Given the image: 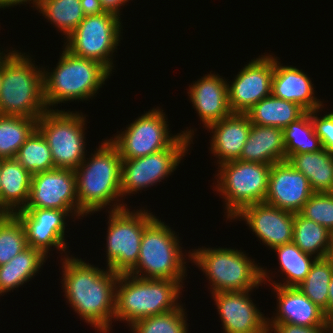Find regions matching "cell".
Here are the masks:
<instances>
[{
	"instance_id": "1",
	"label": "cell",
	"mask_w": 333,
	"mask_h": 333,
	"mask_svg": "<svg viewBox=\"0 0 333 333\" xmlns=\"http://www.w3.org/2000/svg\"><path fill=\"white\" fill-rule=\"evenodd\" d=\"M71 256V257H70ZM64 255L62 287L75 313L99 333H110L114 321L116 286L119 275L83 259Z\"/></svg>"
},
{
	"instance_id": "2",
	"label": "cell",
	"mask_w": 333,
	"mask_h": 333,
	"mask_svg": "<svg viewBox=\"0 0 333 333\" xmlns=\"http://www.w3.org/2000/svg\"><path fill=\"white\" fill-rule=\"evenodd\" d=\"M31 58L13 48L0 50V115L38 119L48 110L43 66Z\"/></svg>"
},
{
	"instance_id": "3",
	"label": "cell",
	"mask_w": 333,
	"mask_h": 333,
	"mask_svg": "<svg viewBox=\"0 0 333 333\" xmlns=\"http://www.w3.org/2000/svg\"><path fill=\"white\" fill-rule=\"evenodd\" d=\"M89 157L74 170L79 207L87 215L106 206L109 211L127 207L120 200L122 158L118 148L106 138Z\"/></svg>"
},
{
	"instance_id": "4",
	"label": "cell",
	"mask_w": 333,
	"mask_h": 333,
	"mask_svg": "<svg viewBox=\"0 0 333 333\" xmlns=\"http://www.w3.org/2000/svg\"><path fill=\"white\" fill-rule=\"evenodd\" d=\"M49 71L43 68L44 97L48 110L68 101H89L99 93L112 74L101 63L78 57L64 46L56 67Z\"/></svg>"
},
{
	"instance_id": "5",
	"label": "cell",
	"mask_w": 333,
	"mask_h": 333,
	"mask_svg": "<svg viewBox=\"0 0 333 333\" xmlns=\"http://www.w3.org/2000/svg\"><path fill=\"white\" fill-rule=\"evenodd\" d=\"M183 283L168 279H144L120 274L116 286L114 320L128 327L135 321L172 311L181 303Z\"/></svg>"
},
{
	"instance_id": "6",
	"label": "cell",
	"mask_w": 333,
	"mask_h": 333,
	"mask_svg": "<svg viewBox=\"0 0 333 333\" xmlns=\"http://www.w3.org/2000/svg\"><path fill=\"white\" fill-rule=\"evenodd\" d=\"M179 243L177 233L156 216L144 229L138 262L128 274L184 283L187 276L185 264L187 258L191 260V250L184 255Z\"/></svg>"
},
{
	"instance_id": "7",
	"label": "cell",
	"mask_w": 333,
	"mask_h": 333,
	"mask_svg": "<svg viewBox=\"0 0 333 333\" xmlns=\"http://www.w3.org/2000/svg\"><path fill=\"white\" fill-rule=\"evenodd\" d=\"M191 263L205 273L210 292L253 290L261 286V266L246 252L235 248H198L191 250Z\"/></svg>"
},
{
	"instance_id": "8",
	"label": "cell",
	"mask_w": 333,
	"mask_h": 333,
	"mask_svg": "<svg viewBox=\"0 0 333 333\" xmlns=\"http://www.w3.org/2000/svg\"><path fill=\"white\" fill-rule=\"evenodd\" d=\"M270 164L232 160L218 165L215 191L224 198L226 219L232 220L244 207L264 202ZM219 176V177H218ZM218 178V179H217ZM217 189V190H216ZM226 202V203H225Z\"/></svg>"
},
{
	"instance_id": "9",
	"label": "cell",
	"mask_w": 333,
	"mask_h": 333,
	"mask_svg": "<svg viewBox=\"0 0 333 333\" xmlns=\"http://www.w3.org/2000/svg\"><path fill=\"white\" fill-rule=\"evenodd\" d=\"M106 235L107 268L128 274L137 264L145 227L156 217L146 209L110 210Z\"/></svg>"
},
{
	"instance_id": "10",
	"label": "cell",
	"mask_w": 333,
	"mask_h": 333,
	"mask_svg": "<svg viewBox=\"0 0 333 333\" xmlns=\"http://www.w3.org/2000/svg\"><path fill=\"white\" fill-rule=\"evenodd\" d=\"M85 116L82 112L53 109L38 118L37 129L50 147L55 168L75 170L85 159Z\"/></svg>"
},
{
	"instance_id": "11",
	"label": "cell",
	"mask_w": 333,
	"mask_h": 333,
	"mask_svg": "<svg viewBox=\"0 0 333 333\" xmlns=\"http://www.w3.org/2000/svg\"><path fill=\"white\" fill-rule=\"evenodd\" d=\"M118 15L105 12L85 16L84 20L65 39L64 47L72 54L95 60L111 73L114 69L113 53L121 41L122 21Z\"/></svg>"
},
{
	"instance_id": "12",
	"label": "cell",
	"mask_w": 333,
	"mask_h": 333,
	"mask_svg": "<svg viewBox=\"0 0 333 333\" xmlns=\"http://www.w3.org/2000/svg\"><path fill=\"white\" fill-rule=\"evenodd\" d=\"M166 116L161 108L154 107L109 140L118 148L122 159H135L162 151L182 133L193 140L195 133L192 129L172 134Z\"/></svg>"
},
{
	"instance_id": "13",
	"label": "cell",
	"mask_w": 333,
	"mask_h": 333,
	"mask_svg": "<svg viewBox=\"0 0 333 333\" xmlns=\"http://www.w3.org/2000/svg\"><path fill=\"white\" fill-rule=\"evenodd\" d=\"M193 140L183 133L166 149L135 159H122V198L160 183L172 175L188 152ZM136 192V193H135Z\"/></svg>"
},
{
	"instance_id": "14",
	"label": "cell",
	"mask_w": 333,
	"mask_h": 333,
	"mask_svg": "<svg viewBox=\"0 0 333 333\" xmlns=\"http://www.w3.org/2000/svg\"><path fill=\"white\" fill-rule=\"evenodd\" d=\"M24 226L27 245L42 252L46 257L54 248L67 254L65 242L66 218L82 219L74 210L24 208L14 213ZM51 247V248H50ZM63 251V252H62Z\"/></svg>"
},
{
	"instance_id": "15",
	"label": "cell",
	"mask_w": 333,
	"mask_h": 333,
	"mask_svg": "<svg viewBox=\"0 0 333 333\" xmlns=\"http://www.w3.org/2000/svg\"><path fill=\"white\" fill-rule=\"evenodd\" d=\"M25 208L74 210L80 217L87 216L79 207L73 169L54 168L33 174Z\"/></svg>"
},
{
	"instance_id": "16",
	"label": "cell",
	"mask_w": 333,
	"mask_h": 333,
	"mask_svg": "<svg viewBox=\"0 0 333 333\" xmlns=\"http://www.w3.org/2000/svg\"><path fill=\"white\" fill-rule=\"evenodd\" d=\"M264 54L251 59L235 75L234 80L228 81V100L232 113H246L260 100L271 95L274 56Z\"/></svg>"
},
{
	"instance_id": "17",
	"label": "cell",
	"mask_w": 333,
	"mask_h": 333,
	"mask_svg": "<svg viewBox=\"0 0 333 333\" xmlns=\"http://www.w3.org/2000/svg\"><path fill=\"white\" fill-rule=\"evenodd\" d=\"M251 291L212 293L224 333H269L268 318L251 300Z\"/></svg>"
},
{
	"instance_id": "18",
	"label": "cell",
	"mask_w": 333,
	"mask_h": 333,
	"mask_svg": "<svg viewBox=\"0 0 333 333\" xmlns=\"http://www.w3.org/2000/svg\"><path fill=\"white\" fill-rule=\"evenodd\" d=\"M235 219L245 221L258 240L271 250L293 240L294 213L290 211L261 202L244 207L232 218Z\"/></svg>"
},
{
	"instance_id": "19",
	"label": "cell",
	"mask_w": 333,
	"mask_h": 333,
	"mask_svg": "<svg viewBox=\"0 0 333 333\" xmlns=\"http://www.w3.org/2000/svg\"><path fill=\"white\" fill-rule=\"evenodd\" d=\"M313 193L309 180L287 160L271 166L265 203L299 213Z\"/></svg>"
},
{
	"instance_id": "20",
	"label": "cell",
	"mask_w": 333,
	"mask_h": 333,
	"mask_svg": "<svg viewBox=\"0 0 333 333\" xmlns=\"http://www.w3.org/2000/svg\"><path fill=\"white\" fill-rule=\"evenodd\" d=\"M226 80L219 74L210 72L189 85V100L205 128L232 113Z\"/></svg>"
},
{
	"instance_id": "21",
	"label": "cell",
	"mask_w": 333,
	"mask_h": 333,
	"mask_svg": "<svg viewBox=\"0 0 333 333\" xmlns=\"http://www.w3.org/2000/svg\"><path fill=\"white\" fill-rule=\"evenodd\" d=\"M277 295L276 313L268 324H293L304 327L326 326L324 311L315 305L297 287L272 285Z\"/></svg>"
},
{
	"instance_id": "22",
	"label": "cell",
	"mask_w": 333,
	"mask_h": 333,
	"mask_svg": "<svg viewBox=\"0 0 333 333\" xmlns=\"http://www.w3.org/2000/svg\"><path fill=\"white\" fill-rule=\"evenodd\" d=\"M274 56V73L272 77L271 94L277 98L294 102L306 112L319 108L324 104L315 96L314 84L302 69L292 65L281 64ZM323 104V105H322Z\"/></svg>"
},
{
	"instance_id": "23",
	"label": "cell",
	"mask_w": 333,
	"mask_h": 333,
	"mask_svg": "<svg viewBox=\"0 0 333 333\" xmlns=\"http://www.w3.org/2000/svg\"><path fill=\"white\" fill-rule=\"evenodd\" d=\"M252 123L246 113H231L224 119L206 127L211 131L210 153L217 159V165L238 160L249 135Z\"/></svg>"
},
{
	"instance_id": "24",
	"label": "cell",
	"mask_w": 333,
	"mask_h": 333,
	"mask_svg": "<svg viewBox=\"0 0 333 333\" xmlns=\"http://www.w3.org/2000/svg\"><path fill=\"white\" fill-rule=\"evenodd\" d=\"M32 174L16 158L0 159V213L24 209L30 196Z\"/></svg>"
},
{
	"instance_id": "25",
	"label": "cell",
	"mask_w": 333,
	"mask_h": 333,
	"mask_svg": "<svg viewBox=\"0 0 333 333\" xmlns=\"http://www.w3.org/2000/svg\"><path fill=\"white\" fill-rule=\"evenodd\" d=\"M238 160L270 165L286 160L283 129L252 124Z\"/></svg>"
},
{
	"instance_id": "26",
	"label": "cell",
	"mask_w": 333,
	"mask_h": 333,
	"mask_svg": "<svg viewBox=\"0 0 333 333\" xmlns=\"http://www.w3.org/2000/svg\"><path fill=\"white\" fill-rule=\"evenodd\" d=\"M289 164L305 175L314 193L333 190V155L326 149L290 155Z\"/></svg>"
},
{
	"instance_id": "27",
	"label": "cell",
	"mask_w": 333,
	"mask_h": 333,
	"mask_svg": "<svg viewBox=\"0 0 333 333\" xmlns=\"http://www.w3.org/2000/svg\"><path fill=\"white\" fill-rule=\"evenodd\" d=\"M274 252L278 255L281 274L285 273V281L276 283L264 267H261L262 282L269 285L282 287H297L307 277L312 264L317 258L301 251L292 241L281 246L275 247ZM269 279V280H268ZM272 279V280H270ZM271 281V282H270Z\"/></svg>"
},
{
	"instance_id": "28",
	"label": "cell",
	"mask_w": 333,
	"mask_h": 333,
	"mask_svg": "<svg viewBox=\"0 0 333 333\" xmlns=\"http://www.w3.org/2000/svg\"><path fill=\"white\" fill-rule=\"evenodd\" d=\"M47 258L39 250L28 246L8 263L0 265V296L11 290L13 292L34 278Z\"/></svg>"
},
{
	"instance_id": "29",
	"label": "cell",
	"mask_w": 333,
	"mask_h": 333,
	"mask_svg": "<svg viewBox=\"0 0 333 333\" xmlns=\"http://www.w3.org/2000/svg\"><path fill=\"white\" fill-rule=\"evenodd\" d=\"M306 111L294 102H289L272 94L260 100L246 114L252 124L286 128L299 119Z\"/></svg>"
},
{
	"instance_id": "30",
	"label": "cell",
	"mask_w": 333,
	"mask_h": 333,
	"mask_svg": "<svg viewBox=\"0 0 333 333\" xmlns=\"http://www.w3.org/2000/svg\"><path fill=\"white\" fill-rule=\"evenodd\" d=\"M330 234L322 225L294 213L293 242L297 247L317 259L326 258L329 250Z\"/></svg>"
},
{
	"instance_id": "31",
	"label": "cell",
	"mask_w": 333,
	"mask_h": 333,
	"mask_svg": "<svg viewBox=\"0 0 333 333\" xmlns=\"http://www.w3.org/2000/svg\"><path fill=\"white\" fill-rule=\"evenodd\" d=\"M39 9V10H38ZM36 10L66 39L84 20L80 0H38Z\"/></svg>"
},
{
	"instance_id": "32",
	"label": "cell",
	"mask_w": 333,
	"mask_h": 333,
	"mask_svg": "<svg viewBox=\"0 0 333 333\" xmlns=\"http://www.w3.org/2000/svg\"><path fill=\"white\" fill-rule=\"evenodd\" d=\"M37 123L38 119L0 115V159L15 158Z\"/></svg>"
},
{
	"instance_id": "33",
	"label": "cell",
	"mask_w": 333,
	"mask_h": 333,
	"mask_svg": "<svg viewBox=\"0 0 333 333\" xmlns=\"http://www.w3.org/2000/svg\"><path fill=\"white\" fill-rule=\"evenodd\" d=\"M286 159L293 154L316 152L323 149L320 138L315 134L310 111L291 122L283 129Z\"/></svg>"
},
{
	"instance_id": "34",
	"label": "cell",
	"mask_w": 333,
	"mask_h": 333,
	"mask_svg": "<svg viewBox=\"0 0 333 333\" xmlns=\"http://www.w3.org/2000/svg\"><path fill=\"white\" fill-rule=\"evenodd\" d=\"M333 276V263L316 259L304 281L297 286L315 305L328 315V286Z\"/></svg>"
},
{
	"instance_id": "35",
	"label": "cell",
	"mask_w": 333,
	"mask_h": 333,
	"mask_svg": "<svg viewBox=\"0 0 333 333\" xmlns=\"http://www.w3.org/2000/svg\"><path fill=\"white\" fill-rule=\"evenodd\" d=\"M15 158L32 175L55 168L50 147L38 129L19 148Z\"/></svg>"
},
{
	"instance_id": "36",
	"label": "cell",
	"mask_w": 333,
	"mask_h": 333,
	"mask_svg": "<svg viewBox=\"0 0 333 333\" xmlns=\"http://www.w3.org/2000/svg\"><path fill=\"white\" fill-rule=\"evenodd\" d=\"M181 304L177 309L145 317L130 325L133 333H188L186 309Z\"/></svg>"
},
{
	"instance_id": "37",
	"label": "cell",
	"mask_w": 333,
	"mask_h": 333,
	"mask_svg": "<svg viewBox=\"0 0 333 333\" xmlns=\"http://www.w3.org/2000/svg\"><path fill=\"white\" fill-rule=\"evenodd\" d=\"M24 226L15 214L0 213V265L27 248Z\"/></svg>"
},
{
	"instance_id": "38",
	"label": "cell",
	"mask_w": 333,
	"mask_h": 333,
	"mask_svg": "<svg viewBox=\"0 0 333 333\" xmlns=\"http://www.w3.org/2000/svg\"><path fill=\"white\" fill-rule=\"evenodd\" d=\"M306 219L312 220L333 232V194L313 193L299 212Z\"/></svg>"
},
{
	"instance_id": "39",
	"label": "cell",
	"mask_w": 333,
	"mask_h": 333,
	"mask_svg": "<svg viewBox=\"0 0 333 333\" xmlns=\"http://www.w3.org/2000/svg\"><path fill=\"white\" fill-rule=\"evenodd\" d=\"M320 111H323V109L319 108L310 111V118L315 134L320 138L322 147L333 155V112L331 111L318 117Z\"/></svg>"
},
{
	"instance_id": "40",
	"label": "cell",
	"mask_w": 333,
	"mask_h": 333,
	"mask_svg": "<svg viewBox=\"0 0 333 333\" xmlns=\"http://www.w3.org/2000/svg\"><path fill=\"white\" fill-rule=\"evenodd\" d=\"M269 333H327L326 326L304 327L293 324H268Z\"/></svg>"
},
{
	"instance_id": "41",
	"label": "cell",
	"mask_w": 333,
	"mask_h": 333,
	"mask_svg": "<svg viewBox=\"0 0 333 333\" xmlns=\"http://www.w3.org/2000/svg\"><path fill=\"white\" fill-rule=\"evenodd\" d=\"M84 16H93L105 13L100 0H80Z\"/></svg>"
},
{
	"instance_id": "42",
	"label": "cell",
	"mask_w": 333,
	"mask_h": 333,
	"mask_svg": "<svg viewBox=\"0 0 333 333\" xmlns=\"http://www.w3.org/2000/svg\"><path fill=\"white\" fill-rule=\"evenodd\" d=\"M130 0H100L103 8L107 12L114 13L120 17V9L122 10L121 7L125 6L127 2Z\"/></svg>"
},
{
	"instance_id": "43",
	"label": "cell",
	"mask_w": 333,
	"mask_h": 333,
	"mask_svg": "<svg viewBox=\"0 0 333 333\" xmlns=\"http://www.w3.org/2000/svg\"><path fill=\"white\" fill-rule=\"evenodd\" d=\"M30 1L33 4V6H31V7L35 6V8H36L38 0H0V9L1 8L4 9V8L12 7V6L14 7L15 5L20 6L21 4H24V5H26L28 3L31 4Z\"/></svg>"
},
{
	"instance_id": "44",
	"label": "cell",
	"mask_w": 333,
	"mask_h": 333,
	"mask_svg": "<svg viewBox=\"0 0 333 333\" xmlns=\"http://www.w3.org/2000/svg\"><path fill=\"white\" fill-rule=\"evenodd\" d=\"M333 311V276L328 286V314Z\"/></svg>"
},
{
	"instance_id": "45",
	"label": "cell",
	"mask_w": 333,
	"mask_h": 333,
	"mask_svg": "<svg viewBox=\"0 0 333 333\" xmlns=\"http://www.w3.org/2000/svg\"><path fill=\"white\" fill-rule=\"evenodd\" d=\"M327 333H333V311L326 316Z\"/></svg>"
},
{
	"instance_id": "46",
	"label": "cell",
	"mask_w": 333,
	"mask_h": 333,
	"mask_svg": "<svg viewBox=\"0 0 333 333\" xmlns=\"http://www.w3.org/2000/svg\"><path fill=\"white\" fill-rule=\"evenodd\" d=\"M326 258L333 263V232L330 234L329 250Z\"/></svg>"
}]
</instances>
